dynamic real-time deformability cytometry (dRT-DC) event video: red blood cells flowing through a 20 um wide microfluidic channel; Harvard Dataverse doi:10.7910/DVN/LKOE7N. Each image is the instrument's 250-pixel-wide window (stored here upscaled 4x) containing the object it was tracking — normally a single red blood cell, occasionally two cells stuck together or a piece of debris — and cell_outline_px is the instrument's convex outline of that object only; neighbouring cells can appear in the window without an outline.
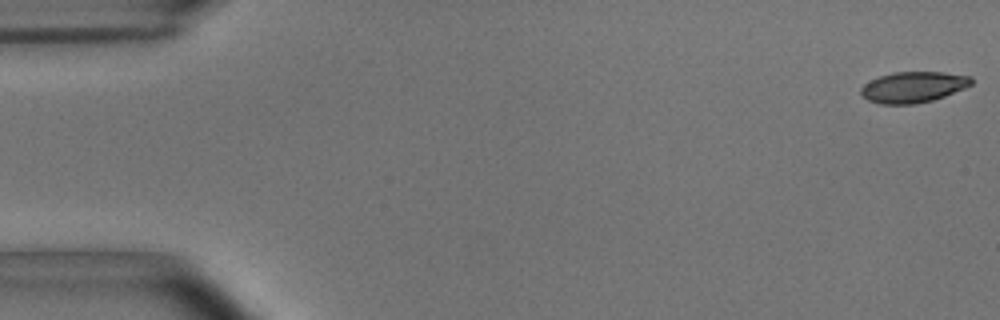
{"species": "common noctule bat (a hibernating species)", "species_latin": "Nyctalus noctula", "temperature_condition": "room temperature", "stored_images_in_passage": 53, "camera_frame_rate_fps": 3000, "um_per_image_px": 0.085, "animal": {"sex": "male", "body_mass_g": 15.6}, "frame": {"image": 1, "passage_image": 1, "time_ms": 0.0, "image_size_px": [1000, 320], "cell_outline_px": [[972, 84], [964, 88], [944, 96], [932, 100], [912, 104], [880, 104], [868, 100], [860, 92], [860, 88], [864, 84], [880, 76], [892, 72], [944, 72], [972, 76]], "centroid_in_image_um": [77.63, 7.39], "position_along_channel_um": 7.4, "area_um2": 19.77}}
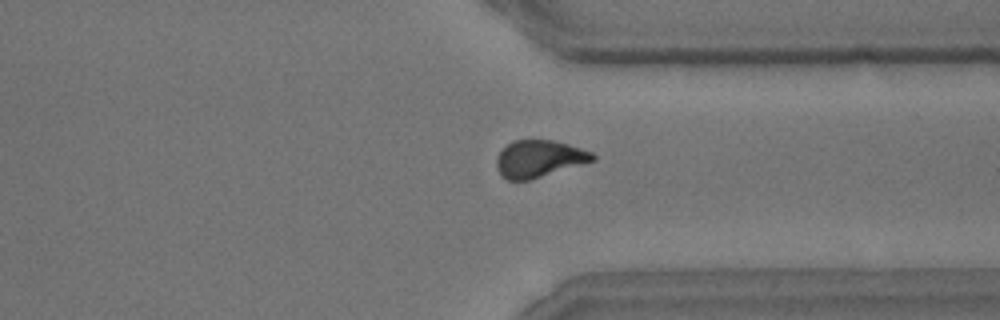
{"frame": {"image": 2, "passage_image": 41, "time_ms": 13.333, "image_size_px": [1000, 320], "cell_outline_px": [[596, 160], [528, 180], [504, 180], [500, 176], [496, 168], [496, 156], [512, 140], [552, 140], [568, 144], [592, 152], [596, 156]], "centroid_in_image_um": [45.79, 13.5], "position_along_channel_um": 365.6, "area_um2": 20.75}}
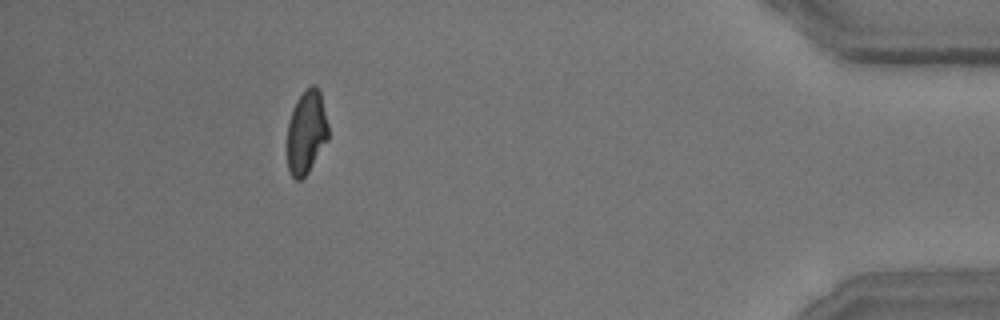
{"frame": {"image": 3, "passage_image": 49, "time_ms": 16.0, "image_size_px": [1000, 320], "cell_outline_px": [[328, 140], [308, 172], [300, 180], [296, 180], [292, 176], [288, 168], [288, 124], [296, 100], [312, 84], [316, 84], [320, 92], [328, 124]], "centroid_in_image_um": [26.06, 11.24], "position_along_channel_um": 409.1, "area_um2": 19.71}}